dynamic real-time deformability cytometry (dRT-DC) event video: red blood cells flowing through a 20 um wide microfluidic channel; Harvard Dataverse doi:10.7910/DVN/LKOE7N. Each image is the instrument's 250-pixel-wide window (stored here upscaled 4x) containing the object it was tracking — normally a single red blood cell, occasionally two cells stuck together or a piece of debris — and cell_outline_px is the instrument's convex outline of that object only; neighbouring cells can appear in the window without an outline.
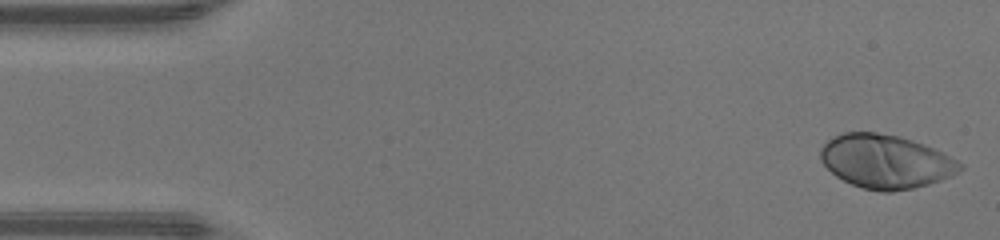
{"species": "human", "species_latin": "Homo sapiens", "temperature_condition": "warm", "stored_images_in_passage": 46, "camera_frame_rate_fps": 3000, "um_per_image_px": 0.085, "donor": {"sex": "male"}, "frame": {"image": 1, "passage_image": 1, "time_ms": 0.0, "image_size_px": [1000, 240], "cell_outline_px": [[964, 168], [952, 176], [928, 184], [912, 188], [892, 192], [880, 192], [864, 188], [852, 184], [836, 176], [820, 160], [820, 148], [832, 136], [844, 132], [876, 132], [900, 136], [924, 144], [944, 152], [964, 164]], "centroid_in_image_um": [75.3, 13.72], "position_along_channel_um": 9.7, "area_um2": 43.87}}
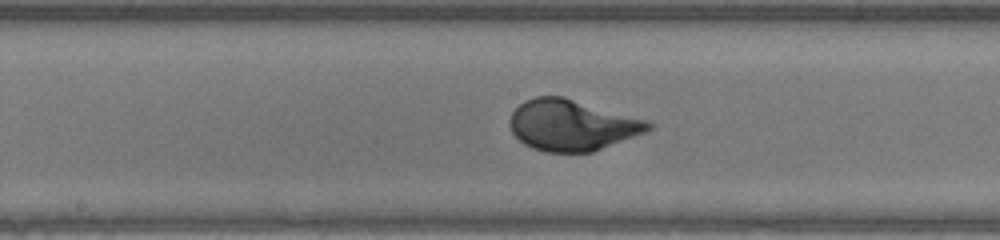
{"frame": {"image": 2, "passage_image": 23, "time_ms": 7.333, "image_size_px": [1000, 240], "cell_outline_px": [[652, 128], [644, 132], [592, 152], [544, 152], [532, 148], [524, 144], [512, 132], [508, 124], [508, 120], [512, 112], [524, 100], [536, 96], [564, 96], [652, 120]], "centroid_in_image_um": [48.62, 10.61], "position_along_channel_um": 199.6, "area_um2": 41.56}}
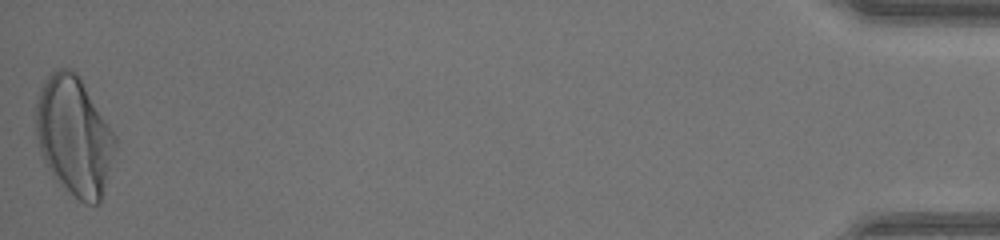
{"frame": {"image": 3, "passage_image": 46, "time_ms": 15.0, "image_size_px": [1000, 240], "cell_outline_px": [[116, 144], [100, 204], [84, 204], [60, 184], [52, 176], [44, 164], [40, 152], [36, 136], [36, 100], [40, 88], [48, 76], [56, 68], [68, 68], [76, 72], [116, 136]], "centroid_in_image_um": [6.27, 11.57], "position_along_channel_um": 428.9, "area_um2": 54.68}, "authors_computed_cell_mechanics": {"area_um2": 41.4715, "velocity_mm_per_s": 4.372, "shape_relaxation_time_tau1_ms": 2.6132, "shape_relaxation_time_tau2_ms": null, "deformation_change_tau1": 0.2035, "deformation_change_tau2": null}}